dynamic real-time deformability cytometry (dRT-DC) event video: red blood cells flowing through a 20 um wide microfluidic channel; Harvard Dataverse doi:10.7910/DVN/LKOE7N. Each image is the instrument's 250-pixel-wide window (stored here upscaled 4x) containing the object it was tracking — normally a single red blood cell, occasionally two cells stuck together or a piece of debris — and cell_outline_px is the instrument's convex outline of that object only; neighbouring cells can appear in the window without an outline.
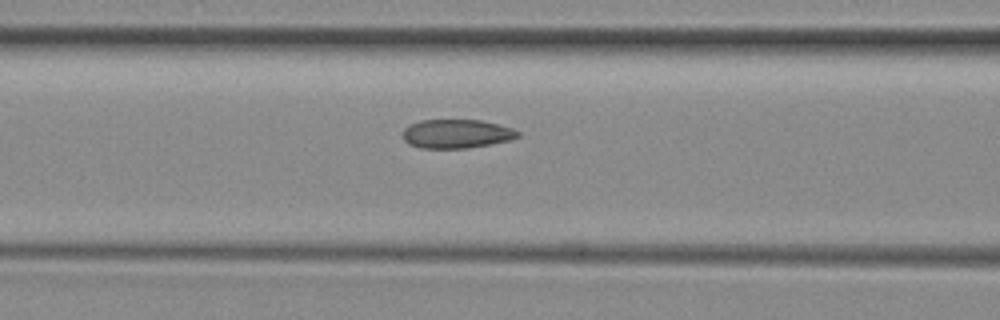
{"species": "common noctule bat (a hibernating species)", "species_latin": "Nyctalus noctula", "temperature_condition": "room temperature", "stored_images_in_passage": 16, "camera_frame_rate_fps": 3000, "um_per_image_px": 0.085, "animal": {"sex": "female", "body_mass_g": 29.2, "forearm_length_mm": 56.3}, "frame": {"image": 1, "passage_image": 14, "time_ms": 4.333, "image_size_px": [1000, 320], "cell_outline_px": [[520, 136], [508, 140], [468, 148], [420, 148], [408, 144], [404, 140], [404, 128], [408, 124], [420, 120], [480, 120], [512, 128], [520, 132]], "centroid_in_image_um": [38.77, 11.37], "position_along_channel_um": 127.8, "area_um2": 19.25}}